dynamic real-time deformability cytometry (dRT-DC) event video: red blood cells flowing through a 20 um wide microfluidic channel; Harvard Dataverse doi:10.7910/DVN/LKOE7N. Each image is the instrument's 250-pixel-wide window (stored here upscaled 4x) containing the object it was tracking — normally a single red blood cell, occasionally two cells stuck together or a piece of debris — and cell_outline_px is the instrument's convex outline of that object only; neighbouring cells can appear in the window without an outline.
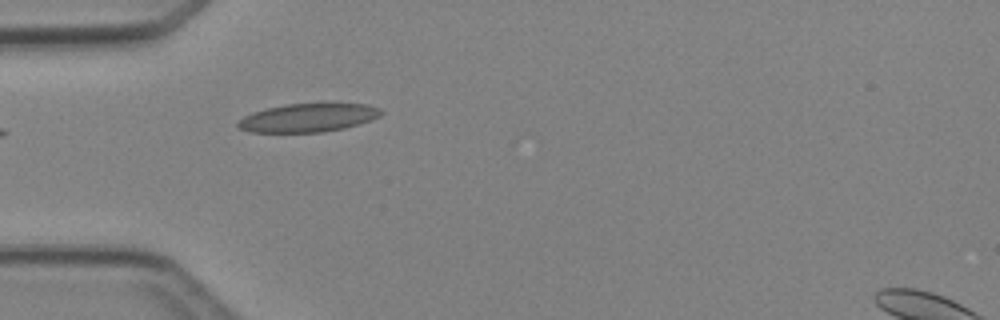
{"species": "Egyptian fruit bat (a non-hibernating species)", "species_latin": "Rousettus aegyptiacus", "temperature_condition": "cold", "stored_images_in_passage": 1, "camera_frame_rate_fps": 3000, "um_per_image_px": 0.085, "animal": {"sex": "female"}, "frame": {"image": 1, "passage_image": 1, "time_ms": 0.0, "image_size_px": [1000, 320], "cell_outline_px": [[384, 112], [380, 116], [344, 128], [320, 132], [248, 132], [236, 128], [236, 124], [244, 116], [252, 112], [284, 104], [368, 104], [380, 108]], "centroid_in_image_um": [26.14, 10.01], "position_along_channel_um": 58.9, "area_um2": 23.52}}